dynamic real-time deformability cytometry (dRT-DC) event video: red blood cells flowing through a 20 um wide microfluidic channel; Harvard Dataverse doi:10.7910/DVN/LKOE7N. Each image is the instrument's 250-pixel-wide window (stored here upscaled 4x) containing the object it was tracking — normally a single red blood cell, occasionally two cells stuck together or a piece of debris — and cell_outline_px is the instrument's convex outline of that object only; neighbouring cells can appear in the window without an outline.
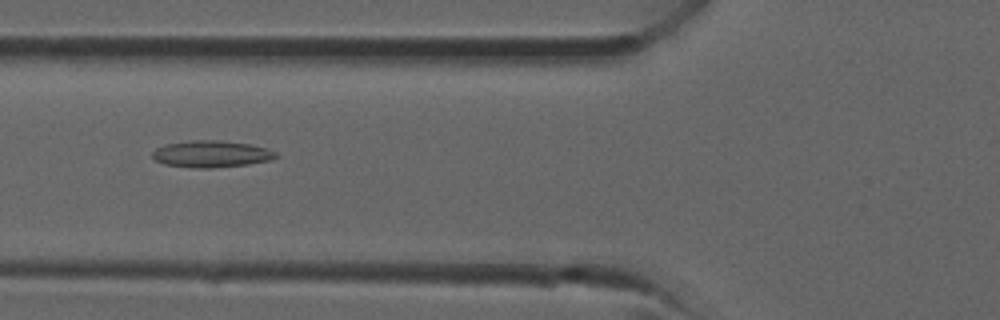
{"species": "common noctule bat (a hibernating species)", "species_latin": "Nyctalus noctula", "temperature_condition": "room temperature", "stored_images_in_passage": 26, "camera_frame_rate_fps": 3000, "um_per_image_px": 0.085, "animal": {"sex": "male", "forearm_length_mm": 52.5}, "frame": {"image": 1, "passage_image": 3, "time_ms": 0.667, "image_size_px": [1000, 320], "cell_outline_px": [[280, 156], [272, 160], [248, 164], [212, 168], [192, 168], [164, 164], [156, 160], [152, 156], [152, 152], [156, 148], [164, 144], [196, 140], [216, 140], [248, 144], [268, 148], [276, 152]], "centroid_in_image_um": [17.98, 13.09], "position_along_channel_um": 107.8, "area_um2": 19.31}}
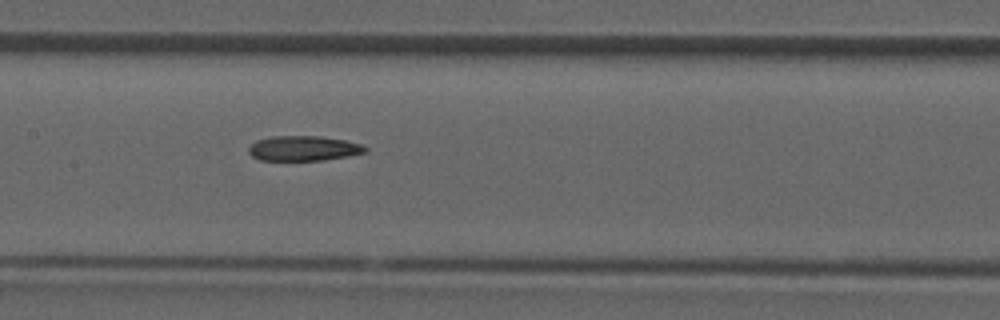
{"frame": {"image": 2, "passage_image": 7, "time_ms": 2.0, "image_size_px": [1000, 320], "cell_outline_px": [[368, 152], [348, 156], [324, 160], [260, 160], [252, 156], [248, 152], [248, 148], [256, 140], [272, 136], [320, 136], [344, 140], [360, 144], [368, 148]], "centroid_in_image_um": [25.8, 12.61], "position_along_channel_um": 181.6, "area_um2": 16.99}}
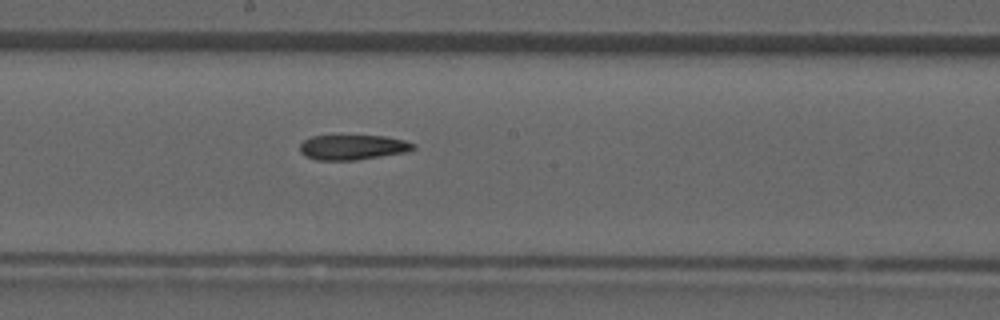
{"frame": {"image": 3, "passage_image": 9, "time_ms": 2.667, "image_size_px": [1000, 320], "cell_outline_px": [[416, 148], [408, 152], [356, 160], [316, 160], [304, 156], [300, 152], [300, 144], [304, 140], [312, 136], [384, 136], [404, 140], [416, 144]], "centroid_in_image_um": [29.99, 12.52], "position_along_channel_um": 218.2, "area_um2": 16.59}}